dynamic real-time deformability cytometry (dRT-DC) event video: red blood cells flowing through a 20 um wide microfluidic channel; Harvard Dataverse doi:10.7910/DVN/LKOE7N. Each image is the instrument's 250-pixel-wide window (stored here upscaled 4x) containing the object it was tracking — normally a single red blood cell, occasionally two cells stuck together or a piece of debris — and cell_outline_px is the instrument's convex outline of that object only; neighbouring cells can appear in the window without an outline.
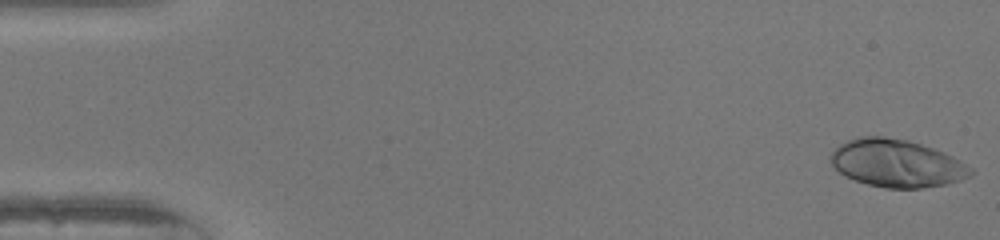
{"species": "human", "species_latin": "Homo sapiens", "temperature_condition": "warm", "stored_images_in_passage": 51, "camera_frame_rate_fps": 3000, "um_per_image_px": 0.085, "donor": {"sex": "female"}, "frame": {"image": 1, "passage_image": 1, "time_ms": 0.0, "image_size_px": [1000, 240], "cell_outline_px": [[976, 172], [972, 176], [948, 184], [920, 188], [884, 188], [868, 184], [844, 176], [828, 160], [828, 156], [840, 144], [856, 136], [884, 136], [908, 140], [944, 152], [952, 156], [972, 168]], "centroid_in_image_um": [76.22, 13.88], "position_along_channel_um": 8.8, "area_um2": 39.07}}
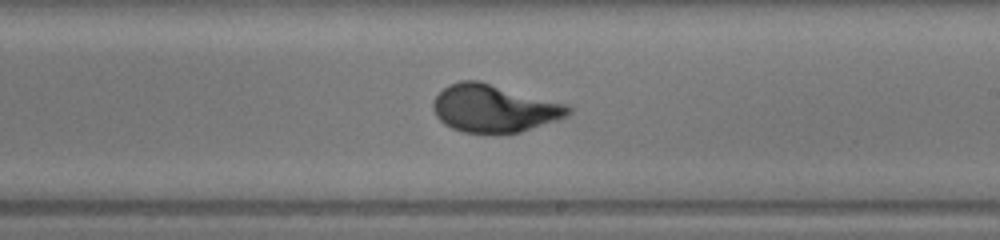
{"frame": {"image": 2, "passage_image": 30, "time_ms": 9.667, "image_size_px": [1000, 240], "cell_outline_px": [[572, 112], [568, 116], [520, 132], [496, 136], [464, 132], [452, 128], [444, 124], [436, 116], [432, 108], [432, 100], [448, 84], [460, 80], [476, 80], [568, 104], [572, 108]], "centroid_in_image_um": [41.98, 9.24], "position_along_channel_um": 247.0, "area_um2": 38.03}}
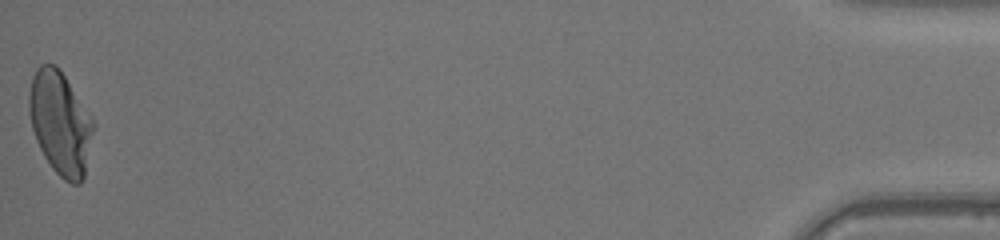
{"frame": {"image": 3, "passage_image": 51, "time_ms": 16.667, "image_size_px": [1000, 240], "cell_outline_px": [[96, 124], [84, 180], [80, 184], [72, 184], [64, 180], [52, 168], [44, 156], [36, 140], [32, 128], [28, 112], [28, 96], [32, 76], [36, 68], [40, 64], [56, 64], [60, 68], [92, 116]], "centroid_in_image_um": [5.14, 10.45], "position_along_channel_um": 430.1, "area_um2": 39.42}, "authors_computed_cell_mechanics": {"area_um2": 36.6452, "velocity_mm_per_s": 4.0491, "shape_relaxation_time_tau1_ms": 3.6465, "shape_relaxation_time_tau2_ms": null, "deformation_change_tau1": 0.2208, "deformation_change_tau2": null}}